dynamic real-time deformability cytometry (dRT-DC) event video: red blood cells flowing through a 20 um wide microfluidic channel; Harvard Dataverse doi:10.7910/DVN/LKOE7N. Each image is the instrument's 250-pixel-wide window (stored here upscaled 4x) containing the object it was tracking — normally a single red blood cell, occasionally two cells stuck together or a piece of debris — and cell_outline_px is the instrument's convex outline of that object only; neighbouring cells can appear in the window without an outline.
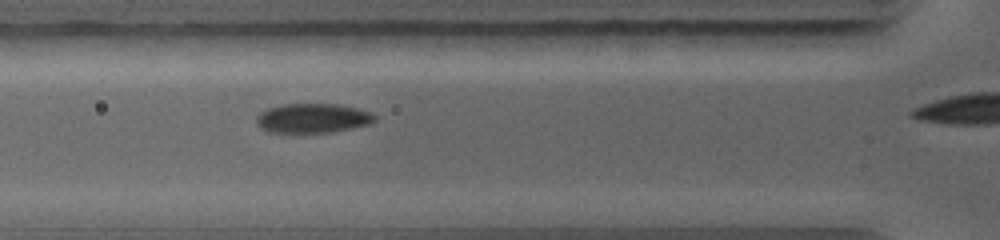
{"species": "common noctule bat (a hibernating species)", "species_latin": "Nyctalus noctula", "temperature_condition": "warm", "stored_images_in_passage": 6, "segment_of_instrument_passage": [1, 2], "camera_frame_rate_fps": 5000, "um_per_image_px": 0.085, "animal": {"sex": "female", "body_mass_g": 19.0, "forearm_length_mm": 56.7}, "frame": {"image": 1, "passage_image": 3, "time_ms": 1.6, "image_size_px": [1000, 240], "cell_outline_px": [[376, 120], [372, 124], [332, 132], [300, 136], [296, 136], [268, 132], [260, 128], [256, 124], [256, 116], [260, 112], [268, 108], [284, 104], [336, 104], [356, 108], [368, 112], [376, 116]], "centroid_in_image_um": [26.51, 10.11], "position_along_channel_um": 99.3, "area_um2": 21.27}}
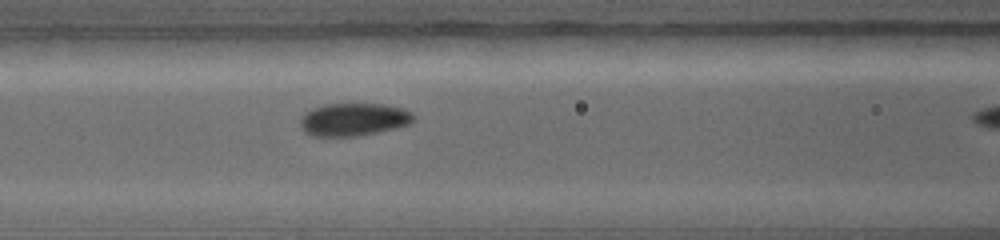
{"frame": {"image": 2, "passage_image": 4, "time_ms": 2.4, "image_size_px": [1000, 240], "cell_outline_px": [[416, 120], [408, 124], [396, 128], [360, 136], [312, 136], [304, 132], [300, 124], [300, 120], [308, 112], [324, 104], [384, 104], [404, 108], [412, 112]], "centroid_in_image_um": [30.11, 10.16], "position_along_channel_um": 136.5, "area_um2": 21.62}}
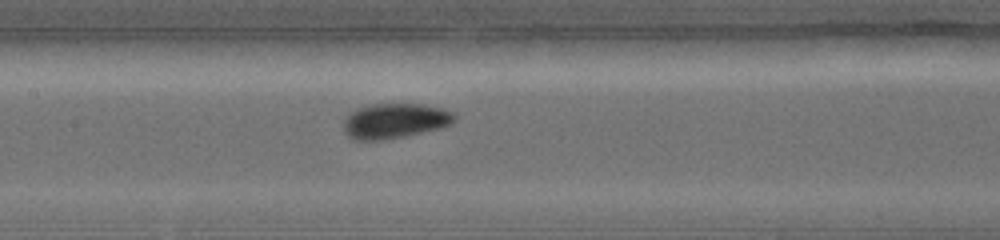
{"frame": {"image": 3, "passage_image": 5, "time_ms": 3.2, "image_size_px": [1000, 240], "cell_outline_px": [[456, 120], [452, 124], [440, 128], [404, 136], [380, 140], [356, 140], [348, 136], [344, 132], [344, 120], [352, 112], [360, 108], [372, 104], [424, 104], [444, 108], [452, 112], [456, 116]], "centroid_in_image_um": [33.6, 10.27], "position_along_channel_um": 173.8, "area_um2": 22.54}}